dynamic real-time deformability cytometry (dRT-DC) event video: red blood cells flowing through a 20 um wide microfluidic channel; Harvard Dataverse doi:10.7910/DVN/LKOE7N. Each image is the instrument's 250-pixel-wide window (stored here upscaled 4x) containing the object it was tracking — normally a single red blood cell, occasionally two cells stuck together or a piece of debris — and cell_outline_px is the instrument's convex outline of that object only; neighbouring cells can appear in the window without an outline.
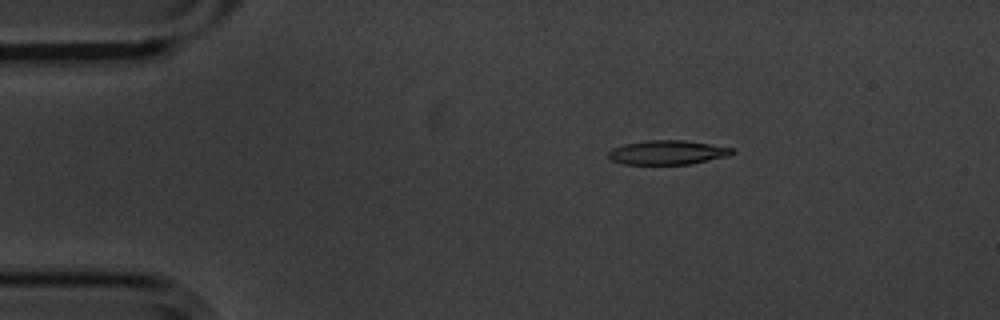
{"species": "common noctule bat (a hibernating species)", "species_latin": "Nyctalus noctula", "temperature_condition": "cold", "stored_images_in_passage": 4, "camera_frame_rate_fps": 3000, "um_per_image_px": 0.085, "animal": {"sex": "male", "body_mass_g": 20.1, "forearm_length_mm": 53.5}, "frame": {"image": 1, "passage_image": 2, "time_ms": 0.333, "image_size_px": [1000, 320], "cell_outline_px": [[736, 152], [728, 156], [692, 164], [620, 164], [612, 160], [608, 156], [608, 152], [612, 148], [624, 144], [648, 140], [684, 140], [732, 148]], "centroid_in_image_um": [56.72, 12.96], "position_along_channel_um": 28.3, "area_um2": 17.46}}
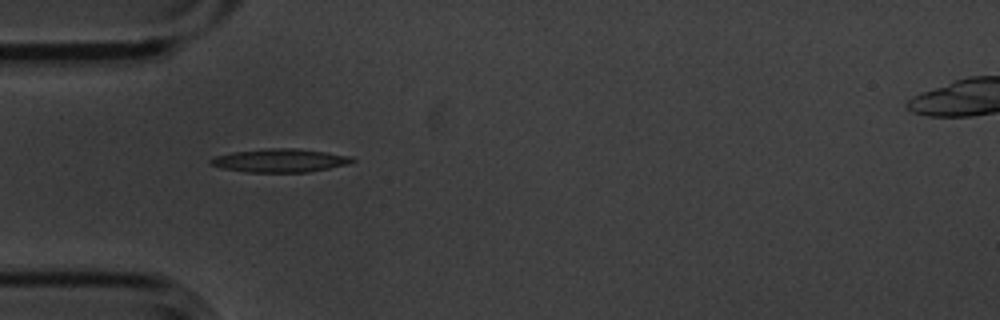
{"frame": {"image": 2, "passage_image": 4, "time_ms": 1.0, "image_size_px": [1000, 320], "cell_outline_px": [[356, 160], [348, 164], [308, 172], [244, 172], [220, 168], [208, 164], [208, 160], [216, 156], [232, 152], [264, 148], [296, 148], [352, 156]], "centroid_in_image_um": [23.75, 13.64], "position_along_channel_um": 61.3, "area_um2": 19.42}}